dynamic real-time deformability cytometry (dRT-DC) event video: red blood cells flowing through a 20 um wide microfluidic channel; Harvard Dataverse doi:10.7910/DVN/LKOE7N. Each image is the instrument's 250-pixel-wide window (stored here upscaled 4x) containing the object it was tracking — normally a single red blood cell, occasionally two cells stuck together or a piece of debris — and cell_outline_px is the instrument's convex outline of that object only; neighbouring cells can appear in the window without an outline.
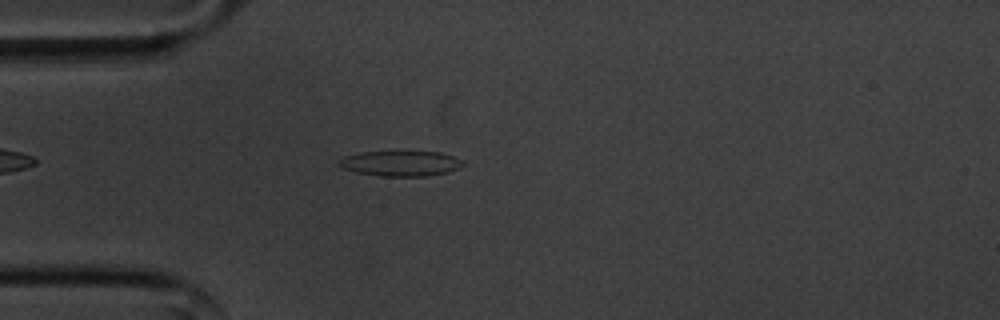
{"species": "common noctule bat (a hibernating species)", "species_latin": "Nyctalus noctula", "temperature_condition": "cold", "stored_images_in_passage": 47, "camera_frame_rate_fps": 3000, "um_per_image_px": 0.085, "animal": {"sex": "male", "body_mass_g": 20.1, "forearm_length_mm": 53.5}, "frame": {"image": 1, "passage_image": 7, "time_ms": 2.0, "image_size_px": [1000, 320], "cell_outline_px": [[464, 164], [460, 168], [448, 172], [428, 176], [380, 176], [356, 172], [340, 168], [336, 164], [336, 160], [344, 156], [360, 152], [440, 152], [464, 160]], "centroid_in_image_um": [34.01, 13.9], "position_along_channel_um": 51.0, "area_um2": 18.5}}
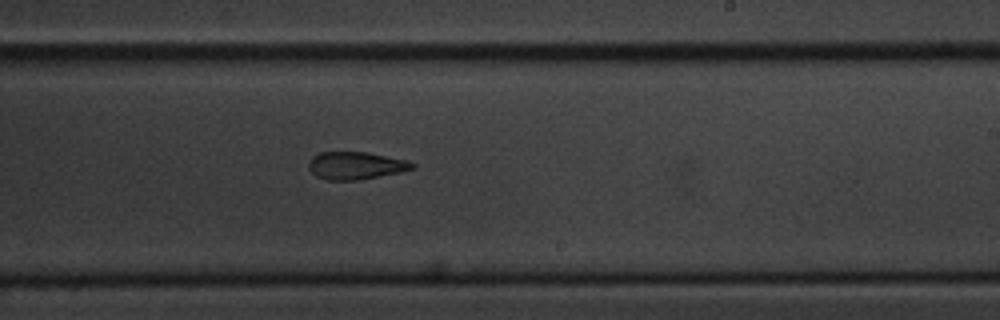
{"frame": {"image": 2, "passage_image": 25, "time_ms": 8.0, "image_size_px": [1000, 320], "cell_outline_px": [[416, 168], [400, 172], [360, 180], [328, 180], [316, 176], [308, 168], [308, 160], [312, 156], [320, 152], [364, 152], [408, 160], [416, 164]], "centroid_in_image_um": [30.23, 14.07], "position_along_channel_um": 258.8, "area_um2": 16.76}}
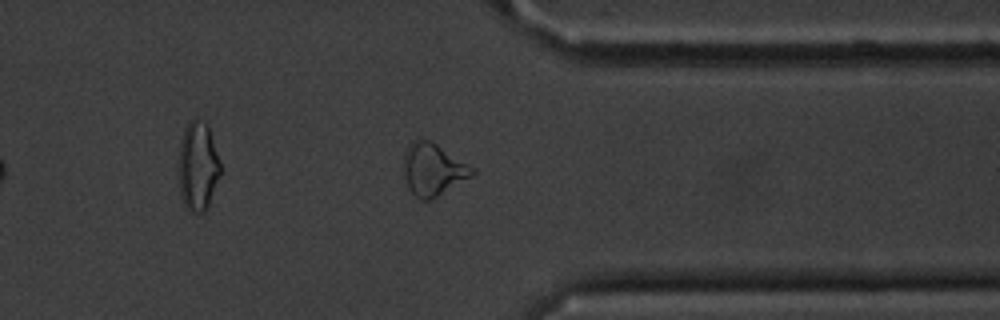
{"frame": {"image": 3, "passage_image": 35, "time_ms": 11.333, "image_size_px": [1000, 320], "cell_outline_px": [[476, 172], [472, 176], [432, 200], [420, 200], [412, 192], [408, 184], [404, 172], [404, 152], [408, 144], [416, 136], [428, 140], [436, 144], [476, 168]], "centroid_in_image_um": [36.82, 14.38], "position_along_channel_um": 374.6, "area_um2": 20.98}, "authors_computed_cell_mechanics": {"area_um2": 18.496, "velocity_mm_per_s": 3.599, "shape_relaxation_time_tau1_ms": 7.4785, "shape_relaxation_time_tau2_ms": 4.7899, "deformation_change_tau1": 0.1447, "deformation_change_tau2": 0.1461}}